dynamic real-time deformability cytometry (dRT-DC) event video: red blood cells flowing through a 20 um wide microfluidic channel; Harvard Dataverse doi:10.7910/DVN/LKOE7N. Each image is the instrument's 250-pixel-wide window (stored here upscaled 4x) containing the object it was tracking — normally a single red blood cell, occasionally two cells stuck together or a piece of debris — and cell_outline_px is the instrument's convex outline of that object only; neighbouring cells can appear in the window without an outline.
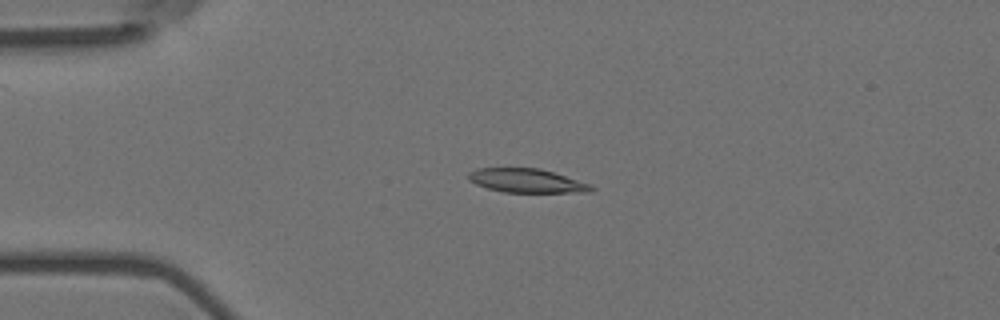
{"species": "Egyptian fruit bat (a non-hibernating species)", "species_latin": "Rousettus aegyptiacus", "temperature_condition": "room temperature", "stored_images_in_passage": 6, "camera_frame_rate_fps": 3000, "um_per_image_px": 0.085, "animal": {"sex": "female"}, "frame": {"image": 1, "passage_image": 4, "time_ms": 1.0, "image_size_px": [1000, 320], "cell_outline_px": [[596, 188], [592, 192], [504, 192], [488, 188], [476, 184], [468, 180], [468, 172], [476, 168], [540, 168], [592, 184]], "centroid_in_image_um": [44.79, 15.35], "position_along_channel_um": 40.2, "area_um2": 17.17}}
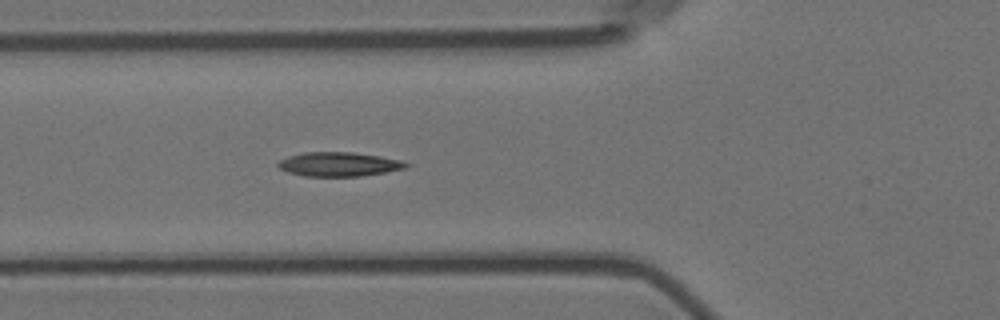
{"frame": {"image": 2, "passage_image": 6, "time_ms": 1.667, "image_size_px": [1000, 320], "cell_outline_px": [[412, 164], [408, 168], [360, 176], [304, 176], [288, 172], [280, 168], [276, 164], [280, 160], [288, 156], [304, 152], [352, 152], [380, 156], [400, 160]], "centroid_in_image_um": [28.83, 13.95], "position_along_channel_um": 97.0, "area_um2": 18.03}}